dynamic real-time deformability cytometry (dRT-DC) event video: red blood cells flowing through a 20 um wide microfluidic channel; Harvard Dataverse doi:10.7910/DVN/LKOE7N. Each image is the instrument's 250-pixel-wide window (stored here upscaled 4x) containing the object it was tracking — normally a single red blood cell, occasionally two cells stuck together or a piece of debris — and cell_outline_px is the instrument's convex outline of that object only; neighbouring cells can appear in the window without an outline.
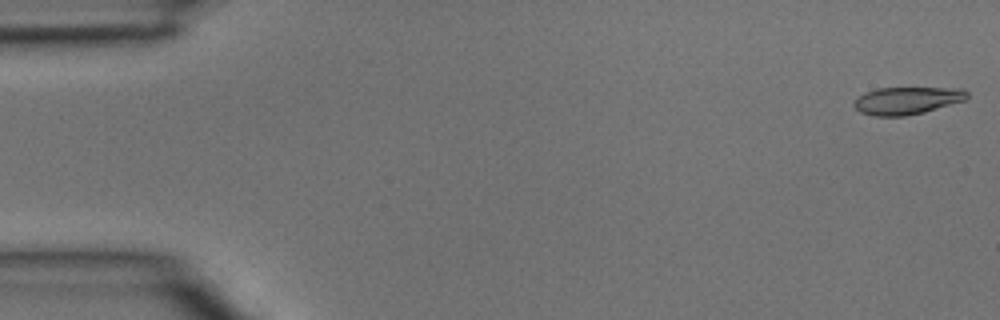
{"species": "common noctule bat (a hibernating species)", "species_latin": "Nyctalus noctula", "temperature_condition": "room temperature", "stored_images_in_passage": 4, "camera_frame_rate_fps": 3000, "um_per_image_px": 0.085, "animal": {"sex": "male", "body_mass_g": 15.6}, "frame": {"image": 1, "passage_image": 1, "time_ms": 0.0, "image_size_px": [1000, 320], "cell_outline_px": [[968, 96], [964, 100], [924, 112], [904, 116], [876, 116], [860, 112], [852, 104], [852, 100], [864, 92], [876, 88], [964, 88], [968, 92]], "centroid_in_image_um": [77.05, 8.54], "position_along_channel_um": 8.0, "area_um2": 18.15}}
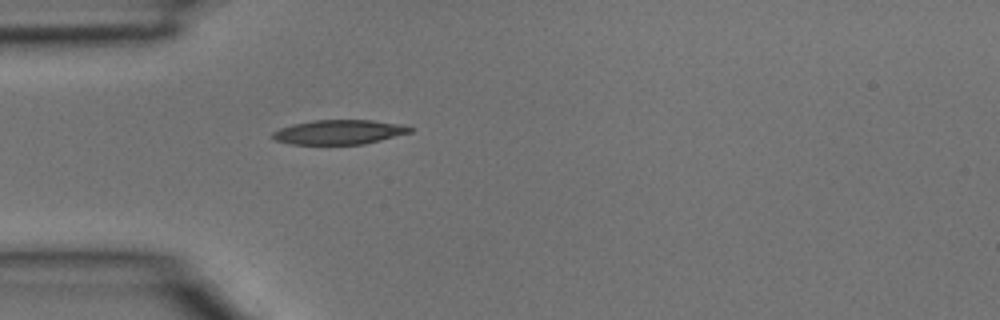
{"frame": {"image": 2, "passage_image": 4, "time_ms": 1.0, "image_size_px": [1000, 320], "cell_outline_px": [[412, 132], [364, 144], [292, 144], [276, 140], [272, 136], [272, 132], [280, 128], [292, 124], [312, 120], [372, 120], [400, 124], [412, 128]], "centroid_in_image_um": [28.81, 11.22], "position_along_channel_um": 56.2, "area_um2": 19.48}}